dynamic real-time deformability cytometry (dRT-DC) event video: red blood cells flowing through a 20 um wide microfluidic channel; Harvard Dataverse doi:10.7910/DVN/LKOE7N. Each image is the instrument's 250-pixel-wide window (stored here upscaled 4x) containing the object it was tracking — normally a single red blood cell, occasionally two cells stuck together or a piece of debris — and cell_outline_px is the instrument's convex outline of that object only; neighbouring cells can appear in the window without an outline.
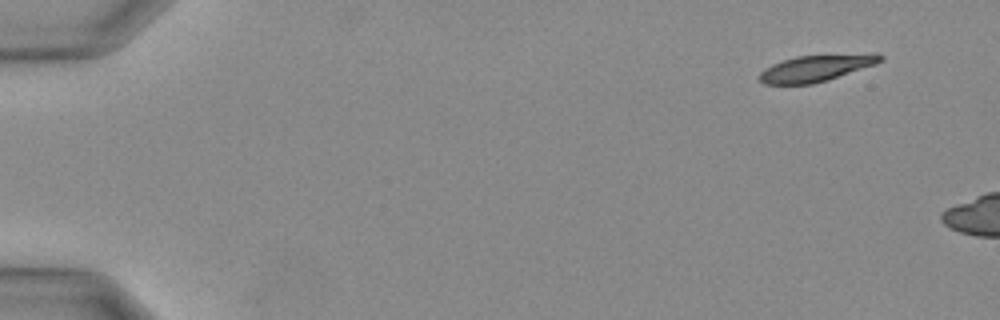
{"species": "Egyptian fruit bat (a non-hibernating species)", "species_latin": "Rousettus aegyptiacus", "temperature_condition": "warm", "stored_images_in_passage": 5, "camera_frame_rate_fps": 3000, "um_per_image_px": 0.085, "animal": {"sex": "female"}, "frame": {"image": 1, "passage_image": 1, "time_ms": 0.0, "image_size_px": [1000, 320], "cell_outline_px": [[884, 60], [876, 64], [828, 80], [812, 84], [764, 84], [756, 76], [764, 68], [772, 64], [796, 56], [884, 56]], "centroid_in_image_um": [69.2, 5.85], "position_along_channel_um": 15.8, "area_um2": 17.8}}